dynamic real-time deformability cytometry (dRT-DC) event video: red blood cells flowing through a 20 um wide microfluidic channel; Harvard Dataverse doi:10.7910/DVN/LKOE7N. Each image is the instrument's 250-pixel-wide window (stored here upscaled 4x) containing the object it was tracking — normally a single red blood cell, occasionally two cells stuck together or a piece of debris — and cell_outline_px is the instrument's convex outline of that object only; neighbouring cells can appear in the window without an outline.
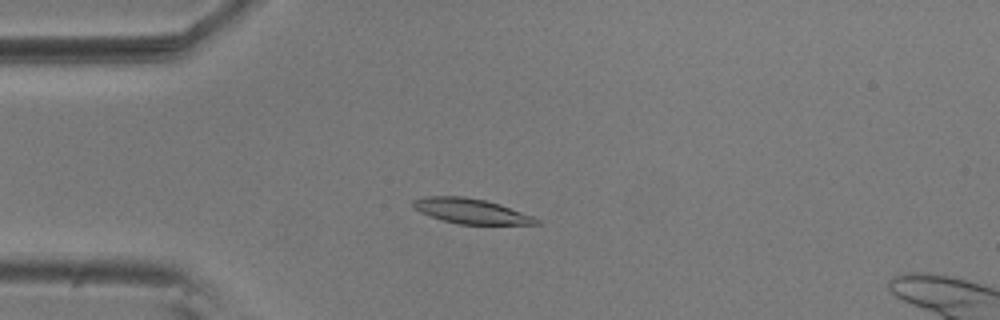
{"species": "common noctule bat (a hibernating species)", "species_latin": "Nyctalus noctula", "temperature_condition": "room temperature", "stored_images_in_passage": 43, "camera_frame_rate_fps": 3000, "um_per_image_px": 0.085, "animal": {"sex": "male", "body_mass_g": 20.5, "forearm_length_mm": 52.5}, "frame": {"image": 1, "passage_image": 1, "time_ms": 0.0, "image_size_px": [1000, 320], "cell_outline_px": [[540, 224], [460, 224], [444, 220], [420, 212], [412, 208], [412, 200], [428, 196], [464, 196], [484, 200], [500, 204], [532, 216], [540, 220]], "centroid_in_image_um": [40.01, 17.93], "position_along_channel_um": 45.0, "area_um2": 17.74}}
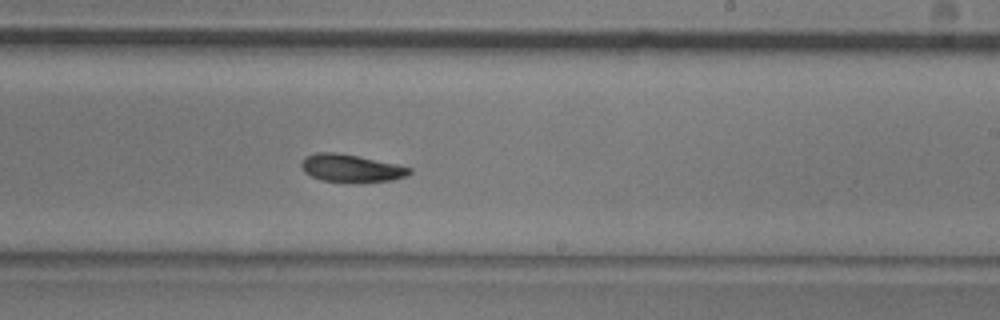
{"frame": {"image": 2, "passage_image": 20, "time_ms": 6.333, "image_size_px": [1000, 320], "cell_outline_px": [[412, 172], [408, 176], [392, 180], [352, 184], [324, 180], [312, 176], [304, 172], [300, 164], [308, 156], [316, 152], [336, 152], [396, 164], [412, 168]], "centroid_in_image_um": [29.88, 14.33], "position_along_channel_um": 259.1, "area_um2": 17.57}}
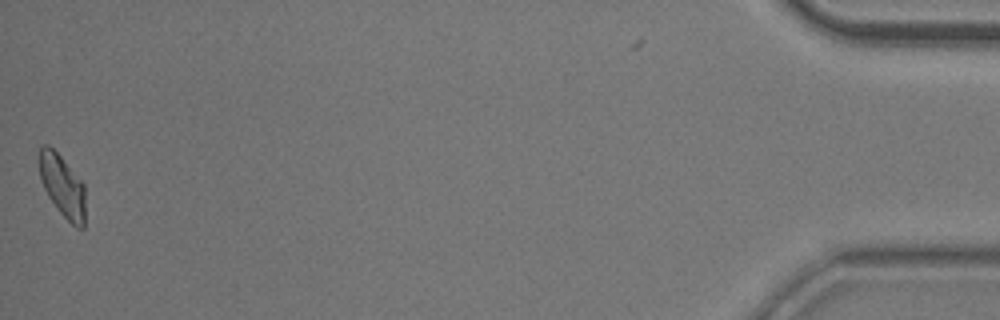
{"frame": {"image": 3, "passage_image": 42, "time_ms": 13.667, "image_size_px": [1000, 320], "cell_outline_px": [[84, 228], [76, 228], [60, 212], [48, 196], [44, 188], [40, 176], [40, 148], [44, 144], [48, 144], [60, 156], [84, 184]], "centroid_in_image_um": [5.31, 15.82], "position_along_channel_um": 429.9, "area_um2": 16.24}, "authors_computed_cell_mechanics": {"area_um2": 17.4556, "velocity_mm_per_s": 3.6485, "shape_relaxation_time_tau1_ms": 6.0434, "shape_relaxation_time_tau2_ms": 8.031, "deformation_change_tau1": 0.1533, "deformation_change_tau2": 0.1296}}